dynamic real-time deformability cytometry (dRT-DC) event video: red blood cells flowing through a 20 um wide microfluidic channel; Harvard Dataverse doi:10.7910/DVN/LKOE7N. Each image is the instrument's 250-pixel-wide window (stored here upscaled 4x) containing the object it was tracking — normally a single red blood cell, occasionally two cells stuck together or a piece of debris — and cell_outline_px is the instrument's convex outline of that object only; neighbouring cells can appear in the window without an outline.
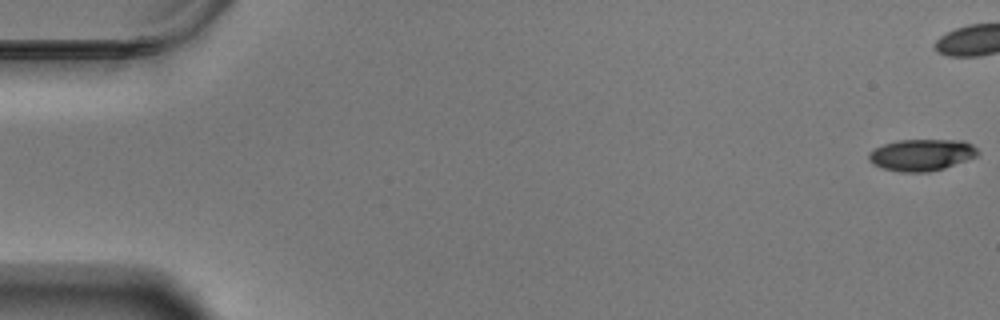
{"species": "Egyptian fruit bat (a non-hibernating species)", "species_latin": "Rousettus aegyptiacus", "temperature_condition": "warm", "stored_images_in_passage": 47, "camera_frame_rate_fps": 3000, "um_per_image_px": 0.085, "animal": {"sex": "male"}, "frame": {"image": 1, "passage_image": 1, "time_ms": 0.0, "image_size_px": [1000, 320], "cell_outline_px": [[980, 152], [976, 156], [944, 168], [928, 172], [904, 172], [884, 168], [868, 160], [868, 152], [884, 144], [900, 140], [964, 140], [972, 144]], "centroid_in_image_um": [78.36, 13.15], "position_along_channel_um": 6.6, "area_um2": 19.88}}
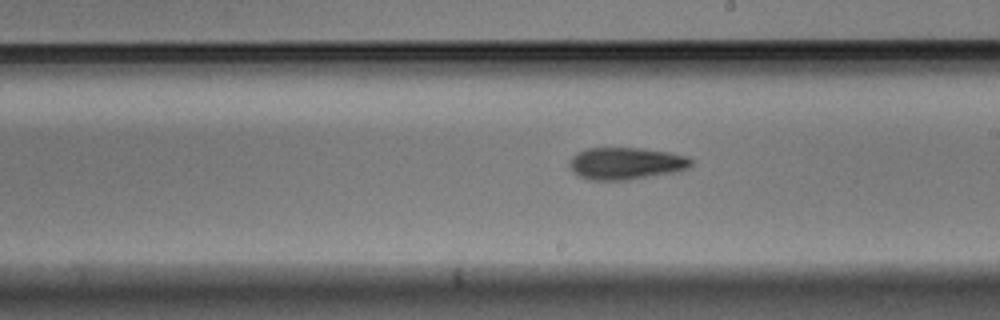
{"frame": {"image": 2, "passage_image": 34, "time_ms": 11.0, "image_size_px": [1000, 320], "cell_outline_px": [[692, 164], [688, 168], [680, 172], [628, 180], [592, 180], [580, 176], [572, 172], [568, 164], [568, 160], [576, 152], [588, 148], [640, 148], [668, 152], [688, 156], [692, 160]], "centroid_in_image_um": [53.21, 13.9], "position_along_channel_um": 235.8, "area_um2": 23.12}}
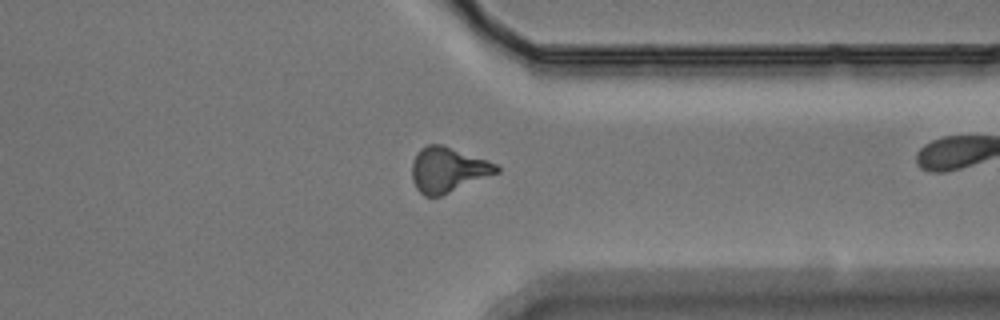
{"frame": {"image": 3, "passage_image": 46, "time_ms": 15.0, "image_size_px": [1000, 320], "cell_outline_px": [[500, 172], [440, 196], [424, 196], [416, 188], [412, 180], [412, 160], [416, 152], [420, 148], [428, 144], [444, 144], [488, 160], [496, 164], [500, 168]], "centroid_in_image_um": [38.06, 14.4], "position_along_channel_um": 373.3, "area_um2": 22.43}}